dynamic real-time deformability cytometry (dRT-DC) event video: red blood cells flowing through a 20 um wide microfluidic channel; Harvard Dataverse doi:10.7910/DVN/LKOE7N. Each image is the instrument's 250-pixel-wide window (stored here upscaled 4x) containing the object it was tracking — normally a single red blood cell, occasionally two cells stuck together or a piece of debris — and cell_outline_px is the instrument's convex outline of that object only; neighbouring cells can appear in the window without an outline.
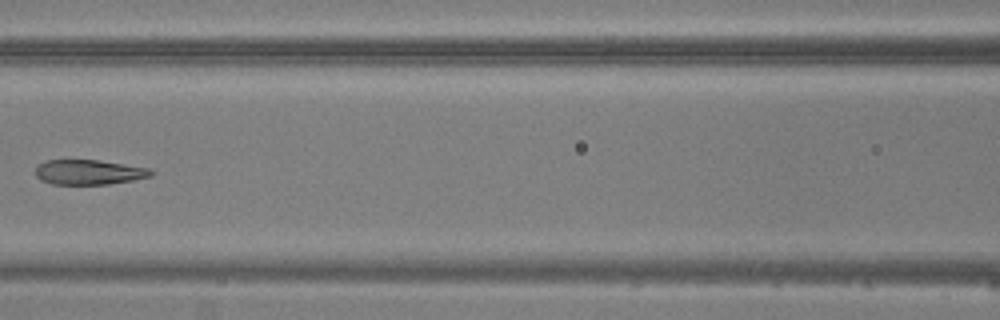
{"species": "common noctule bat (a hibernating species)", "species_latin": "Nyctalus noctula", "temperature_condition": "warm", "stored_images_in_passage": 6, "camera_frame_rate_fps": 3000, "um_per_image_px": 0.085, "animal": {"sex": "male", "body_mass_g": 20.5, "forearm_length_mm": 52.5}, "frame": {"image": 1, "passage_image": 6, "time_ms": 6.667, "image_size_px": [1000, 320], "cell_outline_px": [[156, 172], [152, 176], [132, 180], [108, 184], [52, 184], [40, 180], [36, 176], [36, 164], [44, 160], [96, 160], [124, 164], [148, 168]], "centroid_in_image_um": [7.53, 14.63], "position_along_channel_um": 159.1, "area_um2": 16.82}}